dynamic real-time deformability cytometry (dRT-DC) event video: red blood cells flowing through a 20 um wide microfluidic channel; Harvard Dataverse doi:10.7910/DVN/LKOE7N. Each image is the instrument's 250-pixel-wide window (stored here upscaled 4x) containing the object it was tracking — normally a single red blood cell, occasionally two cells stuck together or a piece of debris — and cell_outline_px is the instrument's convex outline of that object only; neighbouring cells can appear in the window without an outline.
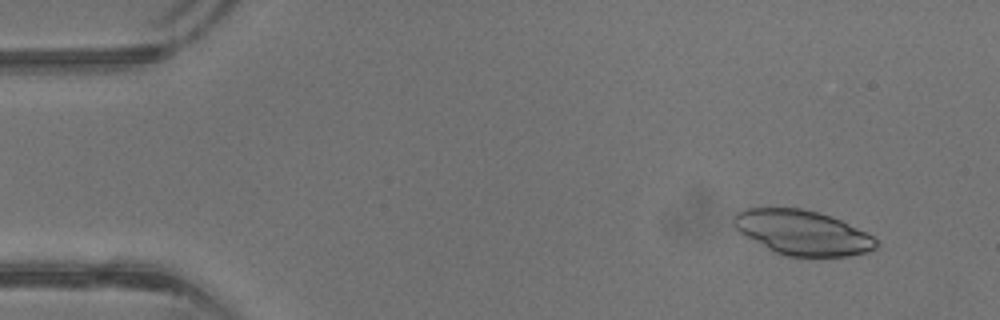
{"species": "common noctule bat (a hibernating species)", "species_latin": "Nyctalus noctula", "temperature_condition": "warm", "stored_images_in_passage": 41, "segment_of_instrument_passage": [1, 2], "camera_frame_rate_fps": 3000, "um_per_image_px": 0.085, "animal": {"sex": "male", "body_mass_g": 13.3}, "frame": {"image": 1, "passage_image": 4, "time_ms": 1.0, "image_size_px": [1000, 320], "cell_outline_px": [[880, 244], [876, 248], [868, 252], [848, 256], [788, 256], [776, 252], [768, 248], [740, 232], [732, 224], [732, 216], [736, 212], [744, 208], [804, 208], [840, 220], [872, 236]], "centroid_in_image_um": [68.19, 19.76], "position_along_channel_um": 16.8, "area_um2": 36.7}}